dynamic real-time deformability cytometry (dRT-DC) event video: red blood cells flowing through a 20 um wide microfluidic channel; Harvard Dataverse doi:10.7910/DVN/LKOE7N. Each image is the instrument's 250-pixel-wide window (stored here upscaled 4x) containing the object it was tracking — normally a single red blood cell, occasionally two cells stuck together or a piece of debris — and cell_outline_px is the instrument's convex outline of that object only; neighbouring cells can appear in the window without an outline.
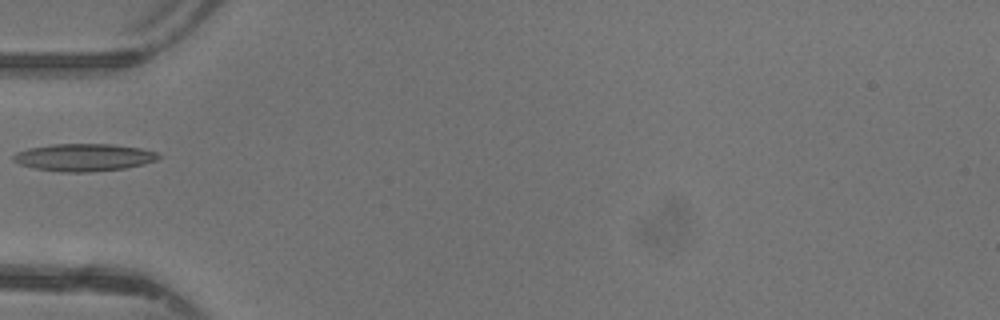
{"species": "common noctule bat (a hibernating species)", "species_latin": "Nyctalus noctula", "temperature_condition": "warm", "stored_images_in_passage": 14, "camera_frame_rate_fps": 3000, "um_per_image_px": 0.085, "animal": {"sex": "female"}, "frame": {"image": 1, "passage_image": 1, "time_ms": 0.0, "image_size_px": [1000, 320], "cell_outline_px": [[160, 156], [156, 160], [144, 164], [124, 168], [92, 172], [60, 172], [36, 168], [20, 164], [12, 160], [12, 156], [16, 152], [28, 148], [52, 144], [112, 144], [140, 148], [156, 152]], "centroid_in_image_um": [7.11, 13.37], "position_along_channel_um": 77.9, "area_um2": 23.18}}
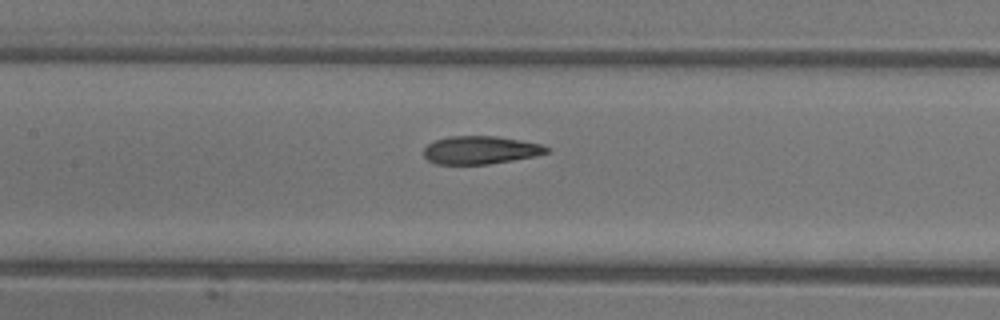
{"frame": {"image": 2, "passage_image": 7, "time_ms": 2.0, "image_size_px": [1000, 320], "cell_outline_px": [[548, 152], [536, 156], [488, 164], [436, 164], [428, 160], [424, 156], [424, 148], [428, 144], [436, 140], [448, 136], [496, 136], [520, 140], [540, 144], [548, 148]], "centroid_in_image_um": [40.81, 12.75], "position_along_channel_um": 166.6, "area_um2": 19.94}}
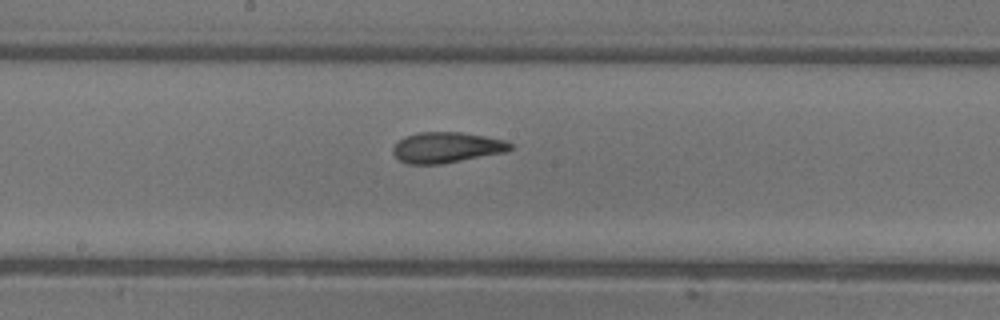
{"frame": {"image": 3, "passage_image": 10, "time_ms": 3.0, "image_size_px": [1000, 320], "cell_outline_px": [[512, 148], [504, 152], [440, 164], [408, 164], [400, 160], [392, 152], [392, 148], [404, 136], [416, 132], [460, 132], [484, 136], [504, 140], [512, 144]], "centroid_in_image_um": [37.92, 12.52], "position_along_channel_um": 210.3, "area_um2": 20.75}}